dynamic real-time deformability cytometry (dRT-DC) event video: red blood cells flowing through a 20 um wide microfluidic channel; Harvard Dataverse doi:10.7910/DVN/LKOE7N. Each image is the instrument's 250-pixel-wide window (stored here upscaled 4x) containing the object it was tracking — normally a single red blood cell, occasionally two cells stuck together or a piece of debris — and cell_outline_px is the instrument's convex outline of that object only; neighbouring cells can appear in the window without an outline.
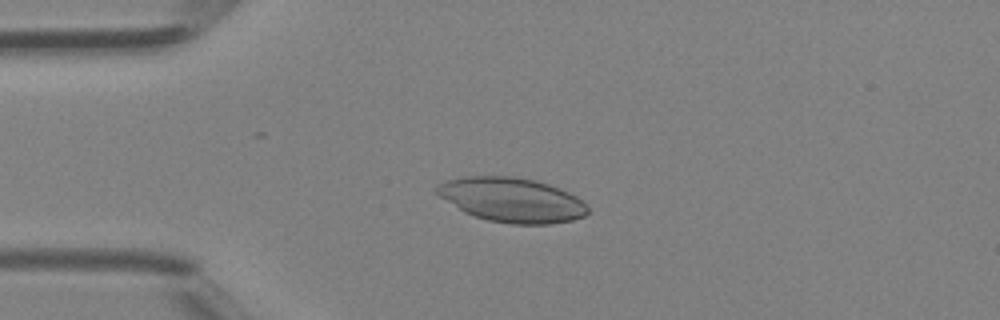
{"species": "Egyptian fruit bat (a non-hibernating species)", "species_latin": "Rousettus aegyptiacus", "temperature_condition": "room temperature", "stored_images_in_passage": 38, "camera_frame_rate_fps": 3000, "um_per_image_px": 0.085, "animal": {"sex": "female"}, "frame": {"image": 1, "passage_image": 6, "time_ms": 1.667, "image_size_px": [1000, 320], "cell_outline_px": [[588, 212], [584, 216], [572, 220], [548, 224], [512, 224], [488, 220], [464, 212], [440, 196], [436, 192], [436, 188], [440, 184], [448, 180], [464, 176], [512, 176], [532, 180], [548, 184], [568, 192], [576, 196], [588, 208]], "centroid_in_image_um": [43.51, 16.99], "position_along_channel_um": 41.5, "area_um2": 38.61}}
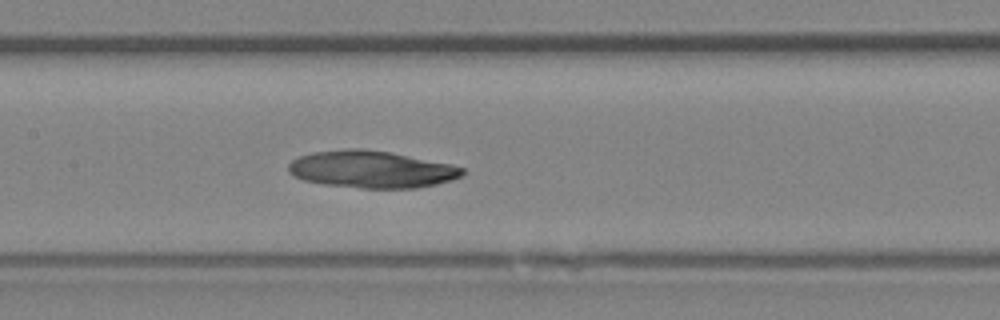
{"frame": {"image": 2, "passage_image": 16, "time_ms": 5.0, "image_size_px": [1000, 320], "cell_outline_px": [[464, 172], [460, 176], [452, 180], [436, 184], [416, 188], [360, 188], [324, 184], [304, 180], [288, 172], [288, 164], [292, 160], [300, 156], [312, 152], [344, 148], [364, 148], [388, 152], [452, 164], [464, 168]], "centroid_in_image_um": [31.56, 14.39], "position_along_channel_um": 175.8, "area_um2": 37.63}}
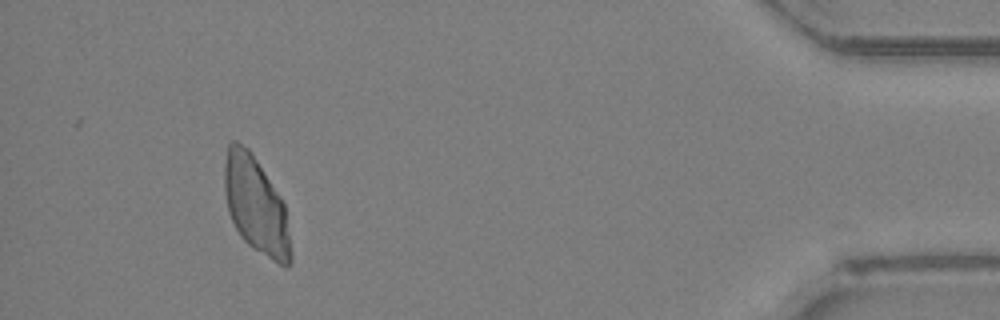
{"frame": {"image": 3, "passage_image": 35, "time_ms": 11.333, "image_size_px": [1000, 320], "cell_outline_px": [[292, 264], [288, 268], [284, 268], [252, 248], [240, 236], [228, 212], [224, 192], [224, 164], [228, 144], [232, 140], [236, 140], [248, 148], [252, 152], [280, 196], [284, 204], [292, 252]], "centroid_in_image_um": [21.75, 17.47], "position_along_channel_um": 413.4, "area_um2": 37.74}}